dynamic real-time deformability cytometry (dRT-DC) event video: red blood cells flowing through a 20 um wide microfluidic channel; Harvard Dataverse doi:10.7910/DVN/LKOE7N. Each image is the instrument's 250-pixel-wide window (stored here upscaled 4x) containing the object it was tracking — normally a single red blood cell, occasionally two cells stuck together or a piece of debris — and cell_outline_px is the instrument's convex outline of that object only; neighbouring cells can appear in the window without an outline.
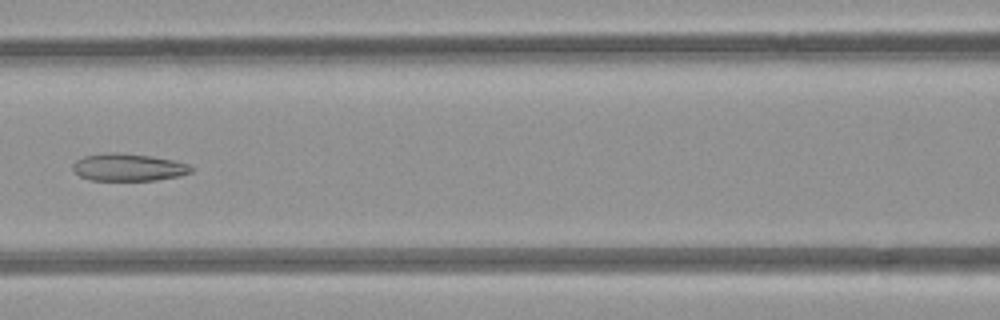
{"species": "common noctule bat (a hibernating species)", "species_latin": "Nyctalus noctula", "temperature_condition": "room temperature", "stored_images_in_passage": 5, "camera_frame_rate_fps": 3000, "um_per_image_px": 0.085, "animal": {"sex": "female", "body_mass_g": 21.9}, "frame": {"image": 1, "passage_image": 5, "time_ms": 5.333, "image_size_px": [1000, 320], "cell_outline_px": [[196, 168], [192, 172], [180, 176], [156, 180], [88, 180], [80, 176], [72, 168], [72, 164], [76, 160], [84, 156], [112, 152], [116, 152], [152, 156], [172, 160], [188, 164]], "centroid_in_image_um": [10.94, 14.22], "position_along_channel_um": 155.7, "area_um2": 18.96}}